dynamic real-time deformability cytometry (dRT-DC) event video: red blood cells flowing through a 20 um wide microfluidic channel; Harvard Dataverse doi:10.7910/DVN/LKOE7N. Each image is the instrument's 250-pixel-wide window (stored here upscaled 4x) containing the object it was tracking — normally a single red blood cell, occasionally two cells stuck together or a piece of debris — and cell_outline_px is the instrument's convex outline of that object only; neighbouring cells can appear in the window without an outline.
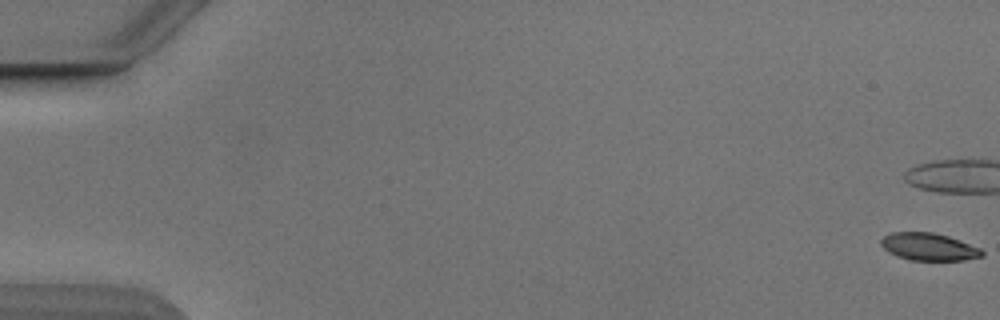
{"species": "Egyptian fruit bat (a non-hibernating species)", "species_latin": "Rousettus aegyptiacus", "temperature_condition": "cold", "stored_images_in_passage": 55, "camera_frame_rate_fps": 3000, "um_per_image_px": 0.085, "animal": {"sex": "male"}, "frame": {"image": 1, "passage_image": 1, "time_ms": 0.0, "image_size_px": [1000, 320], "cell_outline_px": [[984, 256], [964, 260], [908, 260], [896, 256], [888, 252], [880, 244], [880, 240], [884, 236], [892, 232], [932, 232], [948, 236], [960, 240], [980, 248], [984, 252]], "centroid_in_image_um": [78.94, 20.98], "position_along_channel_um": 6.1, "area_um2": 16.24}, "authors_computed_cell_mechanics": {"area_um2": 17.2822, "velocity_mm_per_s": 3.8691, "shape_relaxation_time_tau1_ms": 4.8369, "shape_relaxation_time_tau2_ms": 3.6747, "deformation_change_tau1": 0.1423, "deformation_change_tau2": 0.1019}}